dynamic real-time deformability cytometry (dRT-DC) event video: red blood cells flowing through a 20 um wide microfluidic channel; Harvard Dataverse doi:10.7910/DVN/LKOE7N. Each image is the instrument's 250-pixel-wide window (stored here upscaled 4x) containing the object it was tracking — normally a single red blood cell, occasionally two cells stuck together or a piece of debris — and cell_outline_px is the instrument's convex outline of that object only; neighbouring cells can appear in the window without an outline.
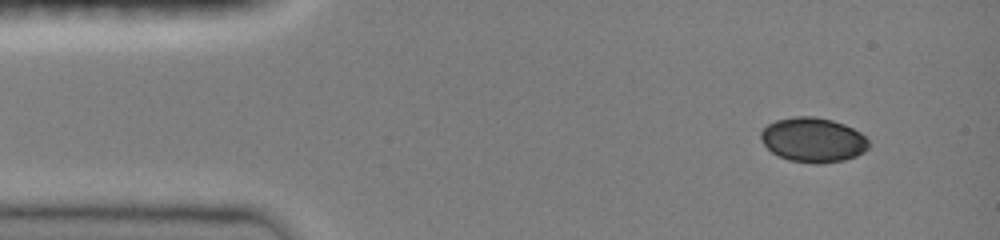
{"species": "common noctule bat (a hibernating species)", "species_latin": "Nyctalus noctula", "temperature_condition": "room temperature", "stored_images_in_passage": 6, "camera_frame_rate_fps": 3000, "um_per_image_px": 0.085, "animal": {"sex": "female", "body_mass_g": 19.0, "forearm_length_mm": 51.5}, "frame": {"image": 1, "passage_image": 1, "time_ms": 0.0, "image_size_px": [1000, 240], "cell_outline_px": [[868, 148], [864, 152], [856, 156], [844, 160], [820, 164], [812, 164], [788, 160], [772, 152], [764, 144], [760, 136], [760, 132], [768, 124], [776, 120], [792, 116], [816, 116], [832, 120], [844, 124], [860, 132], [868, 140]], "centroid_in_image_um": [69.11, 11.89], "position_along_channel_um": 15.9, "area_um2": 28.15}}
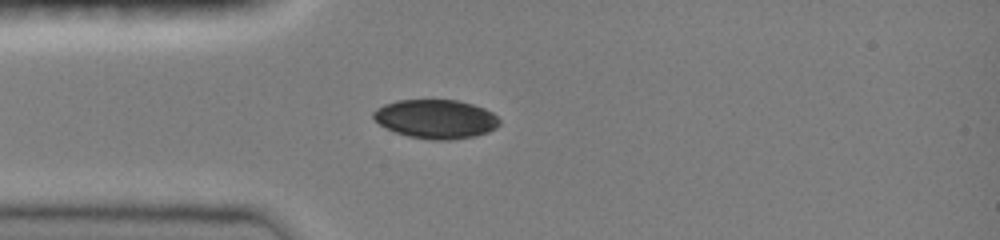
{"frame": {"image": 2, "passage_image": 6, "time_ms": 1.667, "image_size_px": [1000, 240], "cell_outline_px": [[500, 124], [496, 128], [488, 132], [472, 136], [452, 140], [432, 140], [408, 136], [396, 132], [380, 124], [372, 116], [372, 112], [376, 108], [384, 104], [396, 100], [456, 100], [472, 104], [484, 108], [492, 112], [500, 120]], "centroid_in_image_um": [37.05, 10.11], "position_along_channel_um": 48.0, "area_um2": 28.55}}